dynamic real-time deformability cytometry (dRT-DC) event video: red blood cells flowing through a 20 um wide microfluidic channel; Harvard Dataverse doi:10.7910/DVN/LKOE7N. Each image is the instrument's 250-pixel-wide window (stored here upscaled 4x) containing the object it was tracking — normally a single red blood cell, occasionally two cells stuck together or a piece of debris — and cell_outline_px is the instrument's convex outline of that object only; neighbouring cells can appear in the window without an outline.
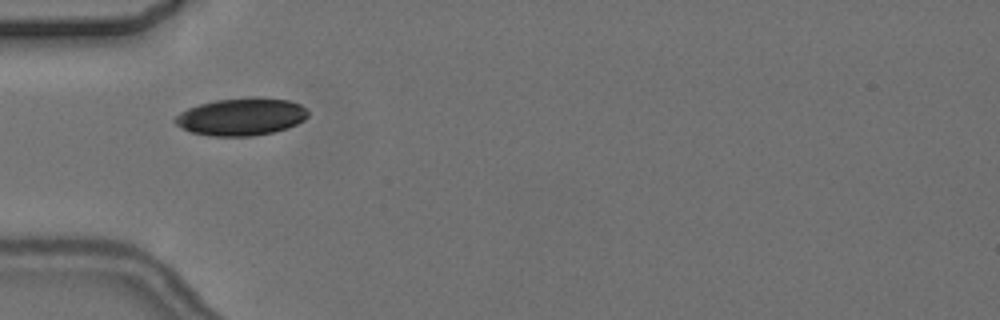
{"species": "common noctule bat (a hibernating species)", "species_latin": "Nyctalus noctula", "temperature_condition": "cold", "stored_images_in_passage": 3, "camera_frame_rate_fps": 3000, "um_per_image_px": 0.085, "animal": {"sex": "female", "body_mass_g": 24.6, "forearm_length_mm": 56.2}, "frame": {"image": 1, "passage_image": 2, "time_ms": 1.333, "image_size_px": [1000, 320], "cell_outline_px": [[308, 116], [304, 120], [288, 128], [272, 132], [252, 136], [212, 136], [192, 132], [176, 124], [172, 120], [180, 112], [188, 108], [200, 104], [216, 100], [252, 96], [260, 96], [288, 100], [300, 104], [308, 112]], "centroid_in_image_um": [20.53, 9.9], "position_along_channel_um": 64.5, "area_um2": 29.13}}
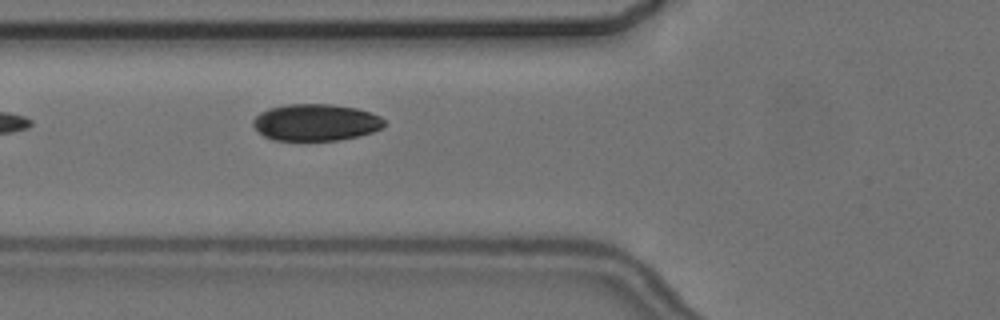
{"frame": {"image": 2, "passage_image": 3, "time_ms": 2.333, "image_size_px": [1000, 320], "cell_outline_px": [[388, 124], [372, 132], [356, 136], [336, 140], [272, 140], [264, 136], [252, 124], [252, 120], [260, 112], [268, 108], [288, 104], [332, 104], [356, 108], [372, 112], [380, 116]], "centroid_in_image_um": [26.84, 10.39], "position_along_channel_um": 99.0, "area_um2": 28.15}}